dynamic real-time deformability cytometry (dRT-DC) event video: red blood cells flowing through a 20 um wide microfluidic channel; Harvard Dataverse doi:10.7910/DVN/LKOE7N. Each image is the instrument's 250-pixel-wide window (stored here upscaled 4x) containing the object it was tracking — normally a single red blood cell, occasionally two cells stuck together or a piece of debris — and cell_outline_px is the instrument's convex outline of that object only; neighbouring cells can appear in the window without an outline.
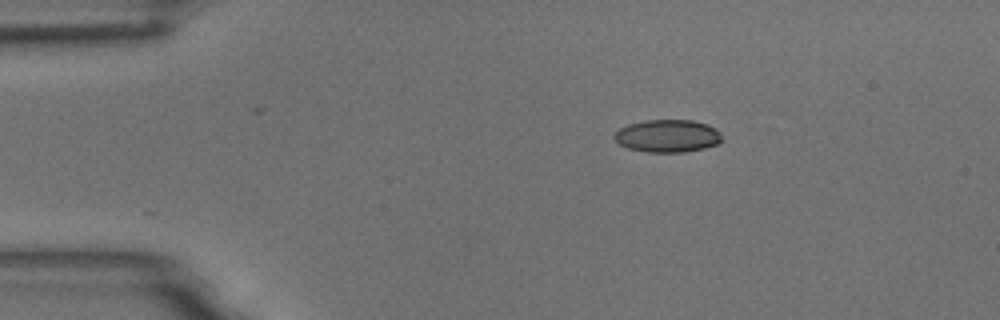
{"species": "common noctule bat (a hibernating species)", "species_latin": "Nyctalus noctula", "temperature_condition": "room temperature", "stored_images_in_passage": 3, "camera_frame_rate_fps": 3000, "um_per_image_px": 0.085, "animal": {"sex": "male", "body_mass_g": 18.8}, "frame": {"image": 1, "passage_image": 1, "time_ms": 0.0, "image_size_px": [1000, 320], "cell_outline_px": [[724, 140], [720, 144], [704, 148], [684, 152], [648, 152], [628, 148], [620, 144], [612, 136], [620, 128], [628, 124], [644, 120], [692, 120], [708, 124], [716, 128], [720, 132]], "centroid_in_image_um": [56.79, 11.55], "position_along_channel_um": 28.2, "area_um2": 20.69}}